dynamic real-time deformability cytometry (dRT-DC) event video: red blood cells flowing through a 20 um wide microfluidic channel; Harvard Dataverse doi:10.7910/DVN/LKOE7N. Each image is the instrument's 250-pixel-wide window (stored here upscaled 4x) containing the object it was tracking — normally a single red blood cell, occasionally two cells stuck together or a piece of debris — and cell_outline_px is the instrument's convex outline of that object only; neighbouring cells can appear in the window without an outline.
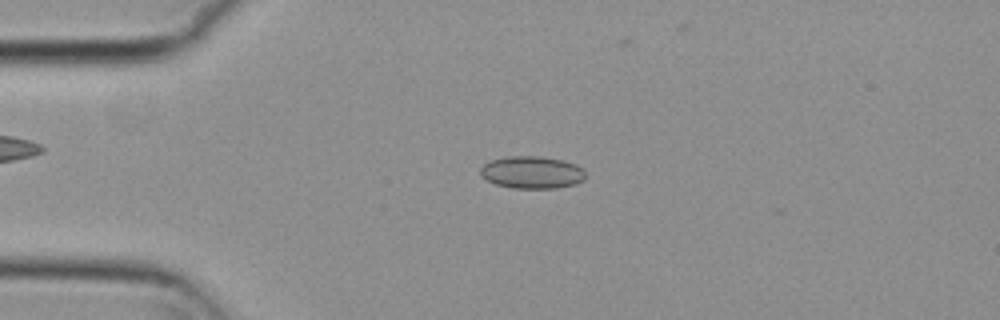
{"species": "common noctule bat (a hibernating species)", "species_latin": "Nyctalus noctula", "temperature_condition": "cold", "stored_images_in_passage": 54, "camera_frame_rate_fps": 3000, "um_per_image_px": 0.085, "animal": {"sex": "female", "body_mass_g": 29.2, "forearm_length_mm": 56.3}, "frame": {"image": 1, "passage_image": 12, "time_ms": 3.667, "image_size_px": [1000, 320], "cell_outline_px": [[584, 180], [576, 184], [556, 188], [512, 188], [496, 184], [480, 176], [480, 168], [488, 160], [508, 156], [540, 156], [564, 160], [576, 164], [584, 168]], "centroid_in_image_um": [45.21, 14.64], "position_along_channel_um": 39.8, "area_um2": 20.06}}
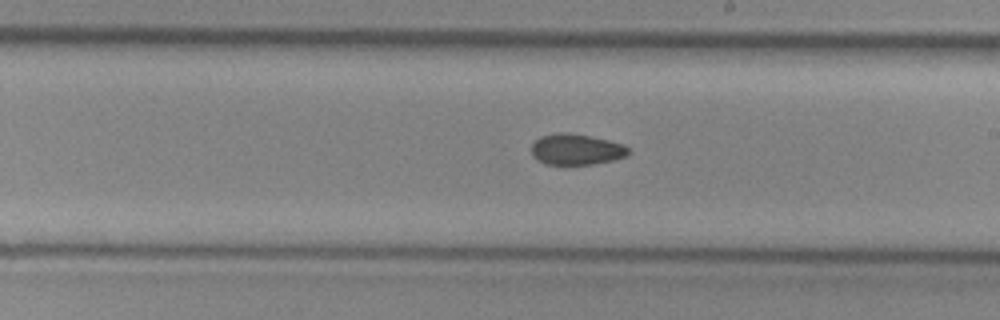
{"frame": {"image": 2, "passage_image": 30, "time_ms": 9.667, "image_size_px": [1000, 320], "cell_outline_px": [[632, 152], [628, 156], [612, 160], [592, 164], [544, 164], [536, 160], [532, 156], [532, 144], [540, 136], [556, 132], [568, 132], [608, 140], [624, 144]], "centroid_in_image_um": [48.98, 12.69], "position_along_channel_um": 240.0, "area_um2": 17.63}}
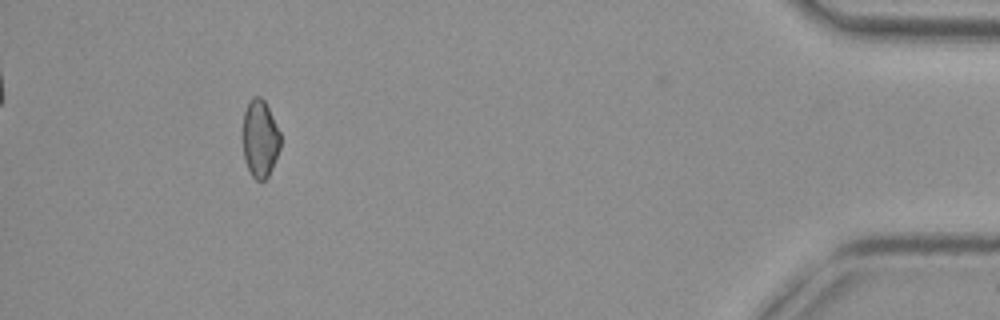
{"frame": {"image": 3, "passage_image": 49, "time_ms": 16.0, "image_size_px": [1000, 320], "cell_outline_px": [[280, 148], [272, 168], [268, 176], [264, 180], [256, 180], [252, 176], [248, 168], [244, 156], [244, 112], [248, 100], [252, 96], [260, 96], [264, 100], [280, 132]], "centroid_in_image_um": [22.11, 11.76], "position_along_channel_um": 413.1, "area_um2": 16.76}, "authors_computed_cell_mechanics": {"area_um2": 18.2359, "velocity_mm_per_s": 3.7986, "shape_relaxation_time_tau1_ms": null, "shape_relaxation_time_tau2_ms": 4.6223, "deformation_change_tau1": null, "deformation_change_tau2": 0.0903}}